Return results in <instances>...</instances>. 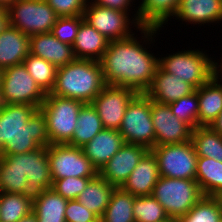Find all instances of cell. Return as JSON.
Wrapping results in <instances>:
<instances>
[{
    "label": "cell",
    "mask_w": 222,
    "mask_h": 222,
    "mask_svg": "<svg viewBox=\"0 0 222 222\" xmlns=\"http://www.w3.org/2000/svg\"><path fill=\"white\" fill-rule=\"evenodd\" d=\"M30 54L43 58L56 68L73 62L76 58L72 45L59 41L51 32L29 37Z\"/></svg>",
    "instance_id": "18"
},
{
    "label": "cell",
    "mask_w": 222,
    "mask_h": 222,
    "mask_svg": "<svg viewBox=\"0 0 222 222\" xmlns=\"http://www.w3.org/2000/svg\"><path fill=\"white\" fill-rule=\"evenodd\" d=\"M1 73H2V70L0 69V83H1Z\"/></svg>",
    "instance_id": "50"
},
{
    "label": "cell",
    "mask_w": 222,
    "mask_h": 222,
    "mask_svg": "<svg viewBox=\"0 0 222 222\" xmlns=\"http://www.w3.org/2000/svg\"><path fill=\"white\" fill-rule=\"evenodd\" d=\"M159 177L157 158L149 150L120 188L131 193L134 197L152 195Z\"/></svg>",
    "instance_id": "17"
},
{
    "label": "cell",
    "mask_w": 222,
    "mask_h": 222,
    "mask_svg": "<svg viewBox=\"0 0 222 222\" xmlns=\"http://www.w3.org/2000/svg\"><path fill=\"white\" fill-rule=\"evenodd\" d=\"M68 200L56 193L52 188L33 201L32 211L38 222H66L65 210Z\"/></svg>",
    "instance_id": "29"
},
{
    "label": "cell",
    "mask_w": 222,
    "mask_h": 222,
    "mask_svg": "<svg viewBox=\"0 0 222 222\" xmlns=\"http://www.w3.org/2000/svg\"><path fill=\"white\" fill-rule=\"evenodd\" d=\"M202 50H182L159 57L158 66L164 72L178 76L197 89L214 76V60Z\"/></svg>",
    "instance_id": "7"
},
{
    "label": "cell",
    "mask_w": 222,
    "mask_h": 222,
    "mask_svg": "<svg viewBox=\"0 0 222 222\" xmlns=\"http://www.w3.org/2000/svg\"><path fill=\"white\" fill-rule=\"evenodd\" d=\"M157 158L162 177L196 179L197 154L192 141L155 146L152 150Z\"/></svg>",
    "instance_id": "12"
},
{
    "label": "cell",
    "mask_w": 222,
    "mask_h": 222,
    "mask_svg": "<svg viewBox=\"0 0 222 222\" xmlns=\"http://www.w3.org/2000/svg\"><path fill=\"white\" fill-rule=\"evenodd\" d=\"M135 12L130 18L129 13L102 7L88 0L83 18L108 40H121L136 34L133 32L132 27H136V32L141 28V25L138 23V13L137 11Z\"/></svg>",
    "instance_id": "11"
},
{
    "label": "cell",
    "mask_w": 222,
    "mask_h": 222,
    "mask_svg": "<svg viewBox=\"0 0 222 222\" xmlns=\"http://www.w3.org/2000/svg\"><path fill=\"white\" fill-rule=\"evenodd\" d=\"M160 222H178V219H174V218H168V219H165V220H162Z\"/></svg>",
    "instance_id": "48"
},
{
    "label": "cell",
    "mask_w": 222,
    "mask_h": 222,
    "mask_svg": "<svg viewBox=\"0 0 222 222\" xmlns=\"http://www.w3.org/2000/svg\"><path fill=\"white\" fill-rule=\"evenodd\" d=\"M83 20V15L59 17L51 33L62 43L73 45Z\"/></svg>",
    "instance_id": "38"
},
{
    "label": "cell",
    "mask_w": 222,
    "mask_h": 222,
    "mask_svg": "<svg viewBox=\"0 0 222 222\" xmlns=\"http://www.w3.org/2000/svg\"><path fill=\"white\" fill-rule=\"evenodd\" d=\"M27 181L18 168H12L0 157V192L21 194Z\"/></svg>",
    "instance_id": "37"
},
{
    "label": "cell",
    "mask_w": 222,
    "mask_h": 222,
    "mask_svg": "<svg viewBox=\"0 0 222 222\" xmlns=\"http://www.w3.org/2000/svg\"><path fill=\"white\" fill-rule=\"evenodd\" d=\"M217 198L219 199L220 204H221V206H222V194H221L220 196H218Z\"/></svg>",
    "instance_id": "49"
},
{
    "label": "cell",
    "mask_w": 222,
    "mask_h": 222,
    "mask_svg": "<svg viewBox=\"0 0 222 222\" xmlns=\"http://www.w3.org/2000/svg\"><path fill=\"white\" fill-rule=\"evenodd\" d=\"M7 11L9 25L29 37L51 32L59 18L46 0H17Z\"/></svg>",
    "instance_id": "10"
},
{
    "label": "cell",
    "mask_w": 222,
    "mask_h": 222,
    "mask_svg": "<svg viewBox=\"0 0 222 222\" xmlns=\"http://www.w3.org/2000/svg\"><path fill=\"white\" fill-rule=\"evenodd\" d=\"M135 197L120 187L115 188L101 222H135L133 204Z\"/></svg>",
    "instance_id": "30"
},
{
    "label": "cell",
    "mask_w": 222,
    "mask_h": 222,
    "mask_svg": "<svg viewBox=\"0 0 222 222\" xmlns=\"http://www.w3.org/2000/svg\"><path fill=\"white\" fill-rule=\"evenodd\" d=\"M175 20L203 25L222 21V0H180Z\"/></svg>",
    "instance_id": "20"
},
{
    "label": "cell",
    "mask_w": 222,
    "mask_h": 222,
    "mask_svg": "<svg viewBox=\"0 0 222 222\" xmlns=\"http://www.w3.org/2000/svg\"><path fill=\"white\" fill-rule=\"evenodd\" d=\"M178 222H222V206L217 197L203 196Z\"/></svg>",
    "instance_id": "34"
},
{
    "label": "cell",
    "mask_w": 222,
    "mask_h": 222,
    "mask_svg": "<svg viewBox=\"0 0 222 222\" xmlns=\"http://www.w3.org/2000/svg\"><path fill=\"white\" fill-rule=\"evenodd\" d=\"M196 89L174 74L164 72L159 66L153 77L151 86L145 94L153 101L170 104L194 92Z\"/></svg>",
    "instance_id": "19"
},
{
    "label": "cell",
    "mask_w": 222,
    "mask_h": 222,
    "mask_svg": "<svg viewBox=\"0 0 222 222\" xmlns=\"http://www.w3.org/2000/svg\"><path fill=\"white\" fill-rule=\"evenodd\" d=\"M125 143L118 130L103 129L81 148L84 155L99 171Z\"/></svg>",
    "instance_id": "21"
},
{
    "label": "cell",
    "mask_w": 222,
    "mask_h": 222,
    "mask_svg": "<svg viewBox=\"0 0 222 222\" xmlns=\"http://www.w3.org/2000/svg\"><path fill=\"white\" fill-rule=\"evenodd\" d=\"M45 98L46 94L28 73L24 64L2 70L0 104H27L39 109Z\"/></svg>",
    "instance_id": "9"
},
{
    "label": "cell",
    "mask_w": 222,
    "mask_h": 222,
    "mask_svg": "<svg viewBox=\"0 0 222 222\" xmlns=\"http://www.w3.org/2000/svg\"><path fill=\"white\" fill-rule=\"evenodd\" d=\"M106 86L99 61L75 59L57 68L50 94L91 103Z\"/></svg>",
    "instance_id": "3"
},
{
    "label": "cell",
    "mask_w": 222,
    "mask_h": 222,
    "mask_svg": "<svg viewBox=\"0 0 222 222\" xmlns=\"http://www.w3.org/2000/svg\"><path fill=\"white\" fill-rule=\"evenodd\" d=\"M18 222H38V219L36 217V214L33 211H31L29 214L20 219Z\"/></svg>",
    "instance_id": "46"
},
{
    "label": "cell",
    "mask_w": 222,
    "mask_h": 222,
    "mask_svg": "<svg viewBox=\"0 0 222 222\" xmlns=\"http://www.w3.org/2000/svg\"><path fill=\"white\" fill-rule=\"evenodd\" d=\"M138 93L131 88L106 85L91 102L104 129L119 130L126 108Z\"/></svg>",
    "instance_id": "14"
},
{
    "label": "cell",
    "mask_w": 222,
    "mask_h": 222,
    "mask_svg": "<svg viewBox=\"0 0 222 222\" xmlns=\"http://www.w3.org/2000/svg\"><path fill=\"white\" fill-rule=\"evenodd\" d=\"M195 180L204 196H220L222 194V162L213 158L198 157Z\"/></svg>",
    "instance_id": "27"
},
{
    "label": "cell",
    "mask_w": 222,
    "mask_h": 222,
    "mask_svg": "<svg viewBox=\"0 0 222 222\" xmlns=\"http://www.w3.org/2000/svg\"><path fill=\"white\" fill-rule=\"evenodd\" d=\"M94 4L106 7V8H112L116 10H120L126 13H129L131 10L130 7L133 6L134 0H91Z\"/></svg>",
    "instance_id": "42"
},
{
    "label": "cell",
    "mask_w": 222,
    "mask_h": 222,
    "mask_svg": "<svg viewBox=\"0 0 222 222\" xmlns=\"http://www.w3.org/2000/svg\"><path fill=\"white\" fill-rule=\"evenodd\" d=\"M29 54V36L8 25L0 33V69L23 64Z\"/></svg>",
    "instance_id": "22"
},
{
    "label": "cell",
    "mask_w": 222,
    "mask_h": 222,
    "mask_svg": "<svg viewBox=\"0 0 222 222\" xmlns=\"http://www.w3.org/2000/svg\"><path fill=\"white\" fill-rule=\"evenodd\" d=\"M191 141L198 157L213 158L222 162V136L209 126L193 129Z\"/></svg>",
    "instance_id": "31"
},
{
    "label": "cell",
    "mask_w": 222,
    "mask_h": 222,
    "mask_svg": "<svg viewBox=\"0 0 222 222\" xmlns=\"http://www.w3.org/2000/svg\"><path fill=\"white\" fill-rule=\"evenodd\" d=\"M109 42L110 40L83 20L72 45L74 56L76 59L100 61Z\"/></svg>",
    "instance_id": "23"
},
{
    "label": "cell",
    "mask_w": 222,
    "mask_h": 222,
    "mask_svg": "<svg viewBox=\"0 0 222 222\" xmlns=\"http://www.w3.org/2000/svg\"><path fill=\"white\" fill-rule=\"evenodd\" d=\"M209 127L222 136V110L218 117L213 122H211V124H209Z\"/></svg>",
    "instance_id": "44"
},
{
    "label": "cell",
    "mask_w": 222,
    "mask_h": 222,
    "mask_svg": "<svg viewBox=\"0 0 222 222\" xmlns=\"http://www.w3.org/2000/svg\"><path fill=\"white\" fill-rule=\"evenodd\" d=\"M12 168H18L27 178L21 194L32 202L38 199L53 183L47 157V147H40L27 153L0 155Z\"/></svg>",
    "instance_id": "5"
},
{
    "label": "cell",
    "mask_w": 222,
    "mask_h": 222,
    "mask_svg": "<svg viewBox=\"0 0 222 222\" xmlns=\"http://www.w3.org/2000/svg\"><path fill=\"white\" fill-rule=\"evenodd\" d=\"M152 196L170 218L179 219L204 196L196 180L159 177Z\"/></svg>",
    "instance_id": "6"
},
{
    "label": "cell",
    "mask_w": 222,
    "mask_h": 222,
    "mask_svg": "<svg viewBox=\"0 0 222 222\" xmlns=\"http://www.w3.org/2000/svg\"><path fill=\"white\" fill-rule=\"evenodd\" d=\"M116 187L103 179L99 174L92 178L77 200L99 218L106 210L111 195Z\"/></svg>",
    "instance_id": "26"
},
{
    "label": "cell",
    "mask_w": 222,
    "mask_h": 222,
    "mask_svg": "<svg viewBox=\"0 0 222 222\" xmlns=\"http://www.w3.org/2000/svg\"><path fill=\"white\" fill-rule=\"evenodd\" d=\"M9 25V16L7 8L0 4V33Z\"/></svg>",
    "instance_id": "43"
},
{
    "label": "cell",
    "mask_w": 222,
    "mask_h": 222,
    "mask_svg": "<svg viewBox=\"0 0 222 222\" xmlns=\"http://www.w3.org/2000/svg\"><path fill=\"white\" fill-rule=\"evenodd\" d=\"M92 178L95 177H67L53 179L51 188L66 200H76Z\"/></svg>",
    "instance_id": "39"
},
{
    "label": "cell",
    "mask_w": 222,
    "mask_h": 222,
    "mask_svg": "<svg viewBox=\"0 0 222 222\" xmlns=\"http://www.w3.org/2000/svg\"><path fill=\"white\" fill-rule=\"evenodd\" d=\"M59 17L83 15L88 0H46Z\"/></svg>",
    "instance_id": "41"
},
{
    "label": "cell",
    "mask_w": 222,
    "mask_h": 222,
    "mask_svg": "<svg viewBox=\"0 0 222 222\" xmlns=\"http://www.w3.org/2000/svg\"><path fill=\"white\" fill-rule=\"evenodd\" d=\"M180 0H142L138 8V23L141 27L163 28L174 18Z\"/></svg>",
    "instance_id": "25"
},
{
    "label": "cell",
    "mask_w": 222,
    "mask_h": 222,
    "mask_svg": "<svg viewBox=\"0 0 222 222\" xmlns=\"http://www.w3.org/2000/svg\"><path fill=\"white\" fill-rule=\"evenodd\" d=\"M151 118L155 130V146L190 141L193 129L179 120L168 104L151 100Z\"/></svg>",
    "instance_id": "15"
},
{
    "label": "cell",
    "mask_w": 222,
    "mask_h": 222,
    "mask_svg": "<svg viewBox=\"0 0 222 222\" xmlns=\"http://www.w3.org/2000/svg\"><path fill=\"white\" fill-rule=\"evenodd\" d=\"M100 218L83 206L77 199L68 200L65 210L66 222H98Z\"/></svg>",
    "instance_id": "40"
},
{
    "label": "cell",
    "mask_w": 222,
    "mask_h": 222,
    "mask_svg": "<svg viewBox=\"0 0 222 222\" xmlns=\"http://www.w3.org/2000/svg\"><path fill=\"white\" fill-rule=\"evenodd\" d=\"M160 30L156 27H141L138 31L143 33V42L142 39H137V34L136 37L133 34L126 39L109 42L99 61L106 85L131 88L137 93H145L148 90L158 68L159 57L147 49L150 43L155 42L154 37L160 34ZM143 43H146L145 46Z\"/></svg>",
    "instance_id": "1"
},
{
    "label": "cell",
    "mask_w": 222,
    "mask_h": 222,
    "mask_svg": "<svg viewBox=\"0 0 222 222\" xmlns=\"http://www.w3.org/2000/svg\"><path fill=\"white\" fill-rule=\"evenodd\" d=\"M28 73L45 94H49L54 87L57 68L44 60L29 54L23 61Z\"/></svg>",
    "instance_id": "33"
},
{
    "label": "cell",
    "mask_w": 222,
    "mask_h": 222,
    "mask_svg": "<svg viewBox=\"0 0 222 222\" xmlns=\"http://www.w3.org/2000/svg\"><path fill=\"white\" fill-rule=\"evenodd\" d=\"M222 82L215 76L197 88L198 126H209L222 110Z\"/></svg>",
    "instance_id": "24"
},
{
    "label": "cell",
    "mask_w": 222,
    "mask_h": 222,
    "mask_svg": "<svg viewBox=\"0 0 222 222\" xmlns=\"http://www.w3.org/2000/svg\"><path fill=\"white\" fill-rule=\"evenodd\" d=\"M47 157L52 179L67 177H96L97 168L84 155L81 147L68 144H50Z\"/></svg>",
    "instance_id": "13"
},
{
    "label": "cell",
    "mask_w": 222,
    "mask_h": 222,
    "mask_svg": "<svg viewBox=\"0 0 222 222\" xmlns=\"http://www.w3.org/2000/svg\"><path fill=\"white\" fill-rule=\"evenodd\" d=\"M50 145L46 117L27 104H0V155L31 152Z\"/></svg>",
    "instance_id": "2"
},
{
    "label": "cell",
    "mask_w": 222,
    "mask_h": 222,
    "mask_svg": "<svg viewBox=\"0 0 222 222\" xmlns=\"http://www.w3.org/2000/svg\"><path fill=\"white\" fill-rule=\"evenodd\" d=\"M72 139L67 143L74 147H83L104 129L96 109L91 103H85L79 111Z\"/></svg>",
    "instance_id": "28"
},
{
    "label": "cell",
    "mask_w": 222,
    "mask_h": 222,
    "mask_svg": "<svg viewBox=\"0 0 222 222\" xmlns=\"http://www.w3.org/2000/svg\"><path fill=\"white\" fill-rule=\"evenodd\" d=\"M33 202L22 194L0 192V221L18 222L32 211Z\"/></svg>",
    "instance_id": "32"
},
{
    "label": "cell",
    "mask_w": 222,
    "mask_h": 222,
    "mask_svg": "<svg viewBox=\"0 0 222 222\" xmlns=\"http://www.w3.org/2000/svg\"><path fill=\"white\" fill-rule=\"evenodd\" d=\"M222 54V53H221ZM220 65L214 60V76L222 81V59ZM220 73V74H219ZM221 77V78H220Z\"/></svg>",
    "instance_id": "45"
},
{
    "label": "cell",
    "mask_w": 222,
    "mask_h": 222,
    "mask_svg": "<svg viewBox=\"0 0 222 222\" xmlns=\"http://www.w3.org/2000/svg\"><path fill=\"white\" fill-rule=\"evenodd\" d=\"M149 150L136 144L125 143L120 150L99 170V175L111 185H123L138 162Z\"/></svg>",
    "instance_id": "16"
},
{
    "label": "cell",
    "mask_w": 222,
    "mask_h": 222,
    "mask_svg": "<svg viewBox=\"0 0 222 222\" xmlns=\"http://www.w3.org/2000/svg\"><path fill=\"white\" fill-rule=\"evenodd\" d=\"M17 0H0V4L8 8L10 5L14 4Z\"/></svg>",
    "instance_id": "47"
},
{
    "label": "cell",
    "mask_w": 222,
    "mask_h": 222,
    "mask_svg": "<svg viewBox=\"0 0 222 222\" xmlns=\"http://www.w3.org/2000/svg\"><path fill=\"white\" fill-rule=\"evenodd\" d=\"M128 144L152 150L155 147V130L151 118V99L138 93L128 104L118 130Z\"/></svg>",
    "instance_id": "8"
},
{
    "label": "cell",
    "mask_w": 222,
    "mask_h": 222,
    "mask_svg": "<svg viewBox=\"0 0 222 222\" xmlns=\"http://www.w3.org/2000/svg\"><path fill=\"white\" fill-rule=\"evenodd\" d=\"M172 113L182 122L187 123L192 129L198 127V94L197 89L191 94L181 97L168 104Z\"/></svg>",
    "instance_id": "36"
},
{
    "label": "cell",
    "mask_w": 222,
    "mask_h": 222,
    "mask_svg": "<svg viewBox=\"0 0 222 222\" xmlns=\"http://www.w3.org/2000/svg\"><path fill=\"white\" fill-rule=\"evenodd\" d=\"M133 216L135 222H160L169 218L163 206L152 195L135 197Z\"/></svg>",
    "instance_id": "35"
},
{
    "label": "cell",
    "mask_w": 222,
    "mask_h": 222,
    "mask_svg": "<svg viewBox=\"0 0 222 222\" xmlns=\"http://www.w3.org/2000/svg\"><path fill=\"white\" fill-rule=\"evenodd\" d=\"M82 101L46 94L40 110L46 117L50 144H67L77 127Z\"/></svg>",
    "instance_id": "4"
}]
</instances>
